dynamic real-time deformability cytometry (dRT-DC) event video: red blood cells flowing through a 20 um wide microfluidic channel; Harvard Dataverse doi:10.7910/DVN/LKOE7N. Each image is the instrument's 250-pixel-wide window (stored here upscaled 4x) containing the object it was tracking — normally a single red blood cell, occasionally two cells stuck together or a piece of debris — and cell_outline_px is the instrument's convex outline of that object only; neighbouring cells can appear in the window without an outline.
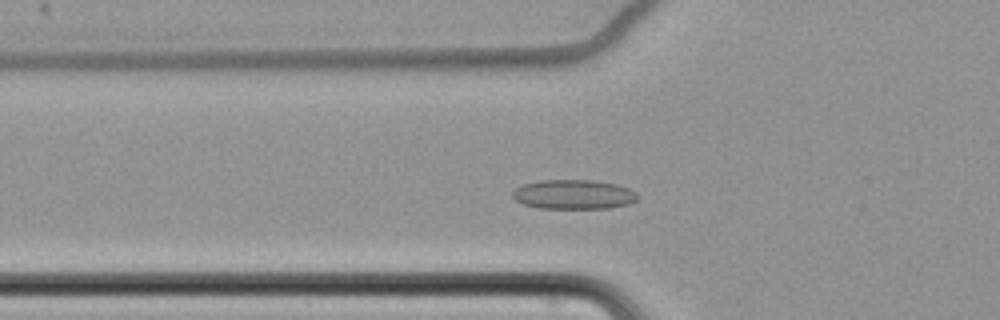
{"species": "common noctule bat (a hibernating species)", "species_latin": "Nyctalus noctula", "temperature_condition": "cold", "stored_images_in_passage": 55, "camera_frame_rate_fps": 3000, "um_per_image_px": 0.085, "animal": {"sex": "female", "body_mass_g": 22.7, "forearm_length_mm": 54.2}, "frame": {"image": 1, "passage_image": 16, "time_ms": 5.0, "image_size_px": [1000, 320], "cell_outline_px": [[636, 200], [628, 204], [608, 208], [540, 208], [524, 204], [516, 200], [512, 196], [512, 192], [516, 188], [524, 184], [540, 180], [592, 180], [616, 184], [628, 188], [636, 192]], "centroid_in_image_um": [48.74, 16.52], "position_along_channel_um": 77.1, "area_um2": 21.27}}
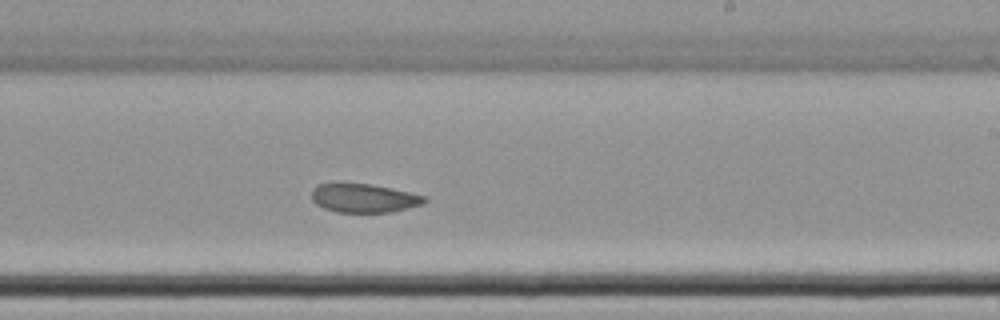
{"frame": {"image": 2, "passage_image": 32, "time_ms": 10.333, "image_size_px": [1000, 320], "cell_outline_px": [[428, 200], [424, 204], [392, 212], [336, 212], [324, 208], [316, 204], [312, 200], [312, 188], [316, 184], [372, 184], [428, 196]], "centroid_in_image_um": [30.97, 16.85], "position_along_channel_um": 258.0, "area_um2": 18.96}}
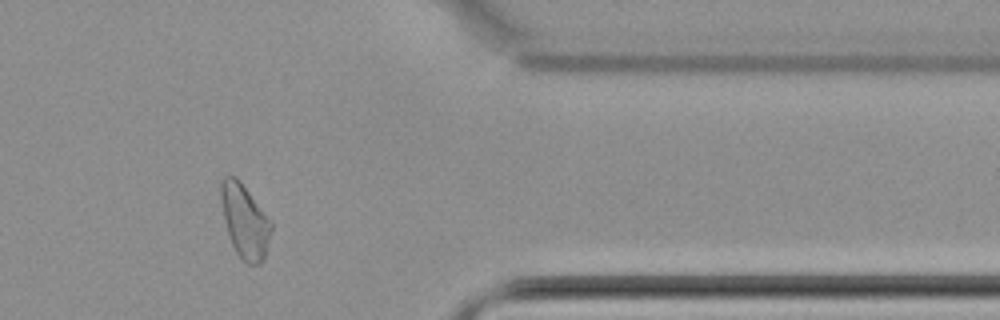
{"frame": {"image": 3, "passage_image": 45, "time_ms": 14.667, "image_size_px": [1000, 320], "cell_outline_px": [[272, 228], [264, 260], [260, 264], [248, 264], [236, 252], [232, 244], [224, 220], [220, 200], [220, 180], [224, 176], [236, 176], [240, 180], [272, 220]], "centroid_in_image_um": [20.81, 18.75], "position_along_channel_um": 390.6, "area_um2": 21.79}, "authors_computed_cell_mechanics": {"area_um2": 21.386, "velocity_mm_per_s": 3.4216, "shape_relaxation_time_tau1_ms": null, "shape_relaxation_time_tau2_ms": 3.6943, "deformation_change_tau1": null, "deformation_change_tau2": 0.0731}}